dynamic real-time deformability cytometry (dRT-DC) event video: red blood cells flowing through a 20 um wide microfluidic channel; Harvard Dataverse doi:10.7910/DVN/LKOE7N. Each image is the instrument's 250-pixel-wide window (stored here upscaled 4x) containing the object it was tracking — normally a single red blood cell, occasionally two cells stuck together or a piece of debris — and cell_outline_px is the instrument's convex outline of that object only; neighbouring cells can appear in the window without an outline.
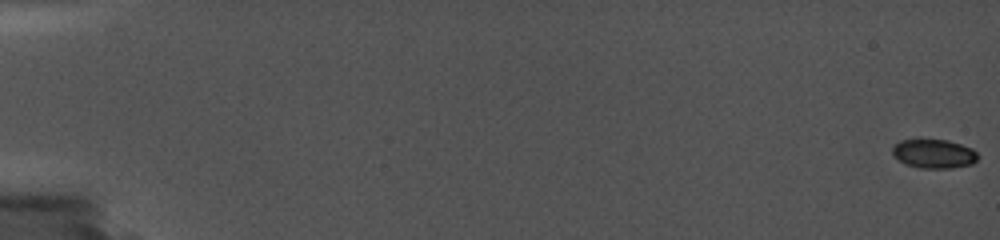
{"species": "common noctule bat (a hibernating species)", "species_latin": "Nyctalus noctula", "temperature_condition": "cold", "stored_images_in_passage": 53, "camera_frame_rate_fps": 5000, "um_per_image_px": 0.085, "animal": {"sex": "female", "body_mass_g": 19.0, "forearm_length_mm": 56.7}, "frame": {"image": 1, "passage_image": 1, "time_ms": 0.0, "image_size_px": [1000, 240], "cell_outline_px": [[976, 160], [972, 164], [952, 168], [920, 168], [904, 164], [892, 152], [892, 144], [900, 140], [920, 136], [948, 140], [972, 148], [976, 152]], "centroid_in_image_um": [79.31, 13.01], "position_along_channel_um": 5.7, "area_um2": 15.03}}
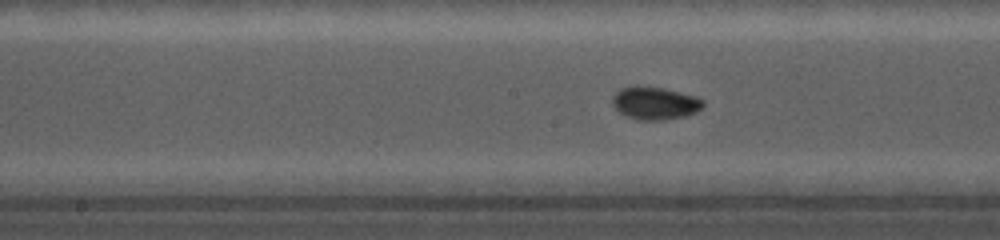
{"frame": {"image": 2, "passage_image": 31, "time_ms": 10.4, "image_size_px": [1000, 240], "cell_outline_px": [[704, 104], [696, 112], [684, 116], [664, 120], [640, 120], [628, 116], [620, 112], [612, 104], [612, 96], [620, 88], [636, 84], [664, 88], [696, 96], [704, 100]], "centroid_in_image_um": [55.65, 8.74], "position_along_channel_um": 192.5, "area_um2": 17.46}}
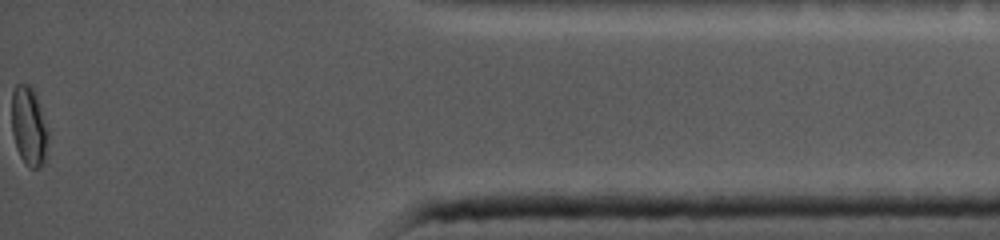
{"frame": {"image": 3, "passage_image": 53, "time_ms": 17.8, "image_size_px": [1000, 240], "cell_outline_px": [[48, 136], [44, 160], [40, 168], [28, 168], [24, 164], [16, 148], [12, 132], [12, 88], [16, 84], [28, 84], [32, 88], [36, 96], [48, 132]], "centroid_in_image_um": [2.43, 10.75], "position_along_channel_um": 432.8, "area_um2": 16.65}}